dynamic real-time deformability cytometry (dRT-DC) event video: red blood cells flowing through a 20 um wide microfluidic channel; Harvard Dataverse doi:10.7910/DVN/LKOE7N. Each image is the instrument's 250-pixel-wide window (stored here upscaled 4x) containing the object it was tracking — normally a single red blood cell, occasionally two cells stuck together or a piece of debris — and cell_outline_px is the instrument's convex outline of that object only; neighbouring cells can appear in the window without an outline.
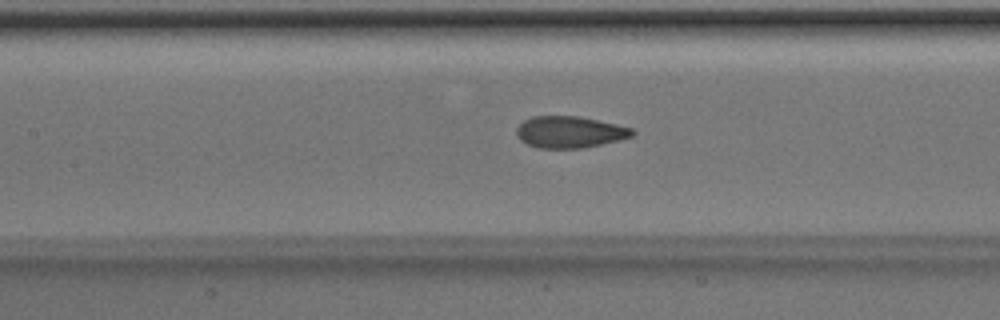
{"species": "Egyptian fruit bat (a non-hibernating species)", "species_latin": "Rousettus aegyptiacus", "temperature_condition": "room temperature", "stored_images_in_passage": 49, "camera_frame_rate_fps": 3000, "um_per_image_px": 0.085, "animal": {"sex": "male"}, "frame": {"image": 1, "passage_image": 22, "time_ms": 7.0, "image_size_px": [1000, 320], "cell_outline_px": [[636, 132], [632, 136], [620, 140], [580, 148], [536, 148], [520, 140], [516, 136], [516, 128], [524, 120], [532, 116], [576, 116], [616, 124], [632, 128]], "centroid_in_image_um": [48.4, 11.22], "position_along_channel_um": 159.0, "area_um2": 21.27}}
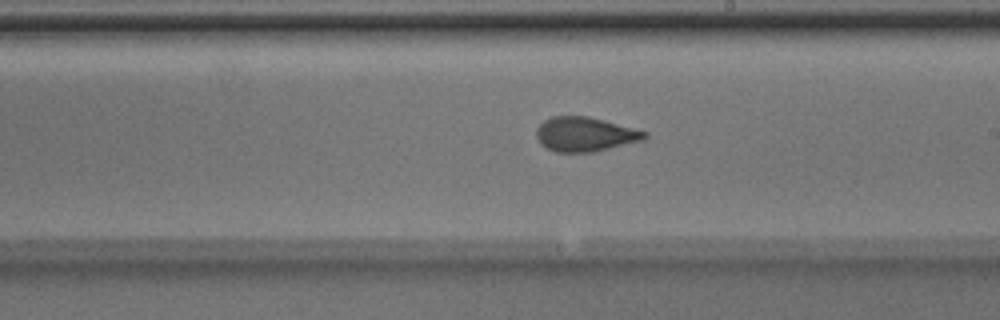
{"frame": {"image": 2, "passage_image": 28, "time_ms": 9.0, "image_size_px": [1000, 320], "cell_outline_px": [[648, 136], [644, 140], [592, 152], [556, 152], [540, 144], [536, 136], [536, 128], [544, 120], [552, 116], [588, 116], [648, 132]], "centroid_in_image_um": [49.71, 11.41], "position_along_channel_um": 239.3, "area_um2": 21.62}}
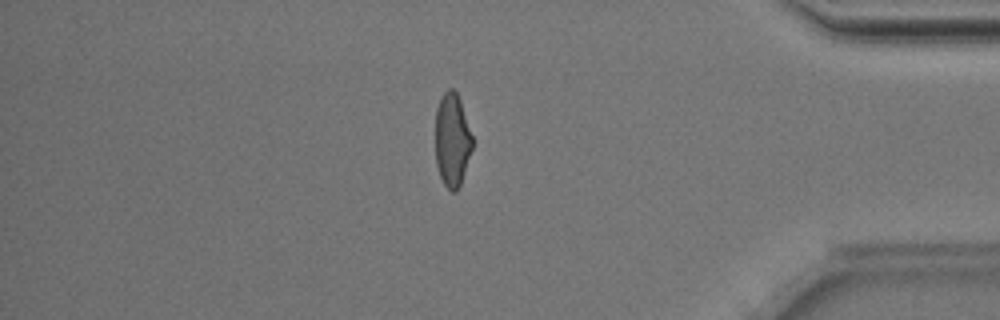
{"frame": {"image": 3, "passage_image": 42, "time_ms": 13.667, "image_size_px": [1000, 320], "cell_outline_px": [[472, 148], [460, 184], [456, 192], [452, 192], [444, 184], [440, 176], [436, 164], [436, 108], [444, 92], [448, 88], [452, 88], [456, 92], [460, 100], [472, 136]], "centroid_in_image_um": [38.42, 11.89], "position_along_channel_um": 396.8, "area_um2": 19.83}, "authors_computed_cell_mechanics": {"area_um2": 21.675, "velocity_mm_per_s": 4.0273, "shape_relaxation_time_tau1_ms": 7.5623, "shape_relaxation_time_tau2_ms": 1.0257, "deformation_change_tau1": 0.1841, "deformation_change_tau2": 0.0719}}